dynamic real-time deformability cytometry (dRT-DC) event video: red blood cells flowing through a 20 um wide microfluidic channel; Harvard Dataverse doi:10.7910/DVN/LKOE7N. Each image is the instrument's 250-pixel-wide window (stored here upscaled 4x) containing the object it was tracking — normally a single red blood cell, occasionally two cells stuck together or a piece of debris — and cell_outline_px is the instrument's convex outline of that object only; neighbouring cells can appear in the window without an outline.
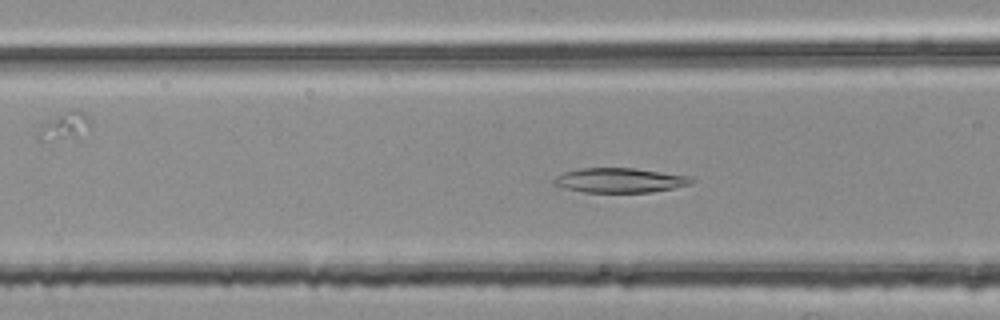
{"species": "common noctule bat (a hibernating species)", "species_latin": "Nyctalus noctula", "temperature_condition": "room temperature", "stored_images_in_passage": 44, "camera_frame_rate_fps": 3000, "um_per_image_px": 0.085, "animal": {"sex": "female", "body_mass_g": 25.1}, "frame": {"image": 1, "passage_image": 21, "time_ms": 6.667, "image_size_px": [1000, 320], "cell_outline_px": [[696, 180], [688, 184], [672, 188], [652, 192], [584, 192], [564, 188], [552, 184], [552, 180], [556, 176], [564, 172], [580, 168], [636, 168], [696, 176]], "centroid_in_image_um": [52.72, 15.31], "position_along_channel_um": 113.9, "area_um2": 20.0}}
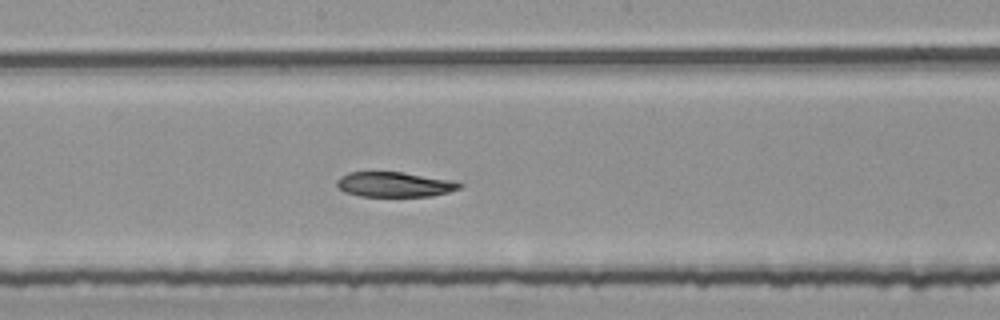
{"frame": {"image": 2, "passage_image": 29, "time_ms": 9.333, "image_size_px": [1000, 320], "cell_outline_px": [[464, 184], [460, 188], [448, 192], [432, 196], [360, 196], [344, 192], [336, 184], [336, 180], [340, 176], [348, 172], [400, 172], [456, 180]], "centroid_in_image_um": [33.55, 15.67], "position_along_channel_um": 214.6, "area_um2": 17.98}}
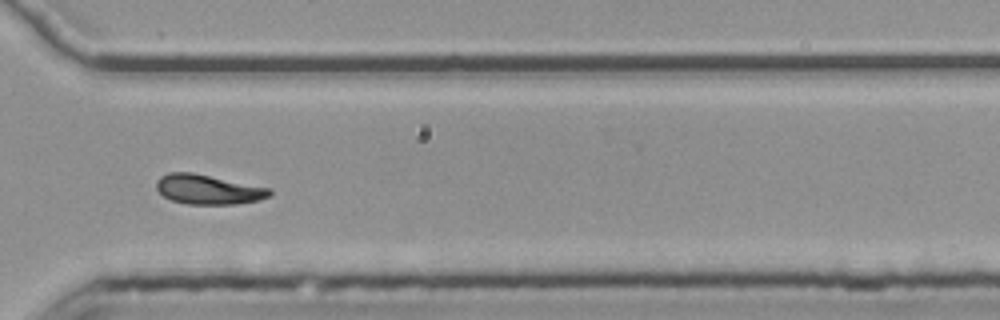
{"frame": {"image": 3, "passage_image": 40, "time_ms": 13.0, "image_size_px": [1000, 320], "cell_outline_px": [[272, 192], [268, 196], [260, 200], [236, 204], [188, 204], [172, 200], [164, 196], [156, 188], [156, 180], [160, 176], [168, 172], [192, 172], [272, 188]], "centroid_in_image_um": [17.7, 16.09], "position_along_channel_um": 352.9, "area_um2": 19.65}, "authors_computed_cell_mechanics": {"area_um2": 19.8832, "velocity_mm_per_s": 3.7697, "shape_relaxation_time_tau1_ms": null, "shape_relaxation_time_tau2_ms": 10.3089, "deformation_change_tau1": null, "deformation_change_tau2": 0.1455}}